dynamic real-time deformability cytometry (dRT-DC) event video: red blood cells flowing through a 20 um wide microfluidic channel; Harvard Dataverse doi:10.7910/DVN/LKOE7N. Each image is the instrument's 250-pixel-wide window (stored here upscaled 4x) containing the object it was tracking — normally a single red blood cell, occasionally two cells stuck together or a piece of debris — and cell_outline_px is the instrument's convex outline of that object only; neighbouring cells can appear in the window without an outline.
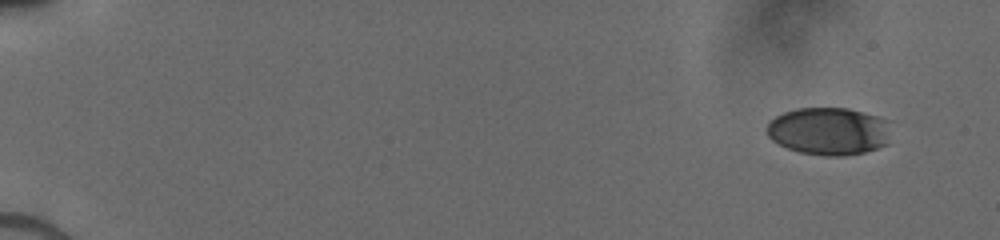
{"species": "human", "species_latin": "Homo sapiens", "temperature_condition": "cold", "stored_images_in_passage": 30, "camera_frame_rate_fps": 3000, "um_per_image_px": 0.085, "donor": {"sex": "male"}, "frame": {"image": 1, "passage_image": 1, "time_ms": 0.0, "image_size_px": [1000, 240], "cell_outline_px": [[888, 144], [864, 152], [844, 156], [824, 156], [800, 152], [788, 148], [772, 140], [768, 136], [768, 124], [776, 116], [784, 112], [796, 108], [848, 108], [864, 112], [888, 120]], "centroid_in_image_um": [70.46, 11.15], "position_along_channel_um": 14.5, "area_um2": 34.33}}
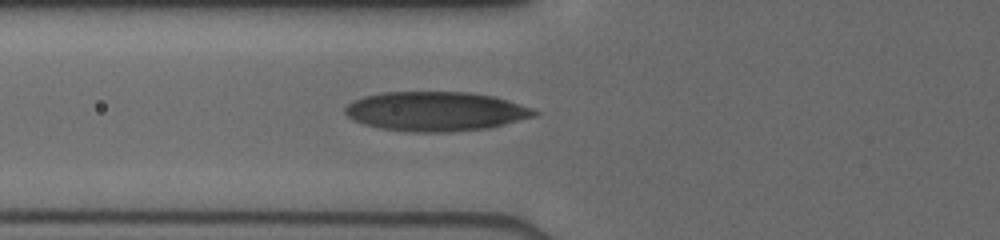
{"frame": {"image": 2, "passage_image": 18, "time_ms": 6.0, "image_size_px": [1000, 240], "cell_outline_px": [[540, 112], [536, 116], [488, 128], [448, 132], [412, 132], [380, 128], [364, 124], [352, 120], [344, 112], [344, 108], [352, 100], [364, 96], [384, 92], [472, 92], [496, 96], [532, 108]], "centroid_in_image_um": [37.03, 9.46], "position_along_channel_um": 88.8, "area_um2": 43.64}}
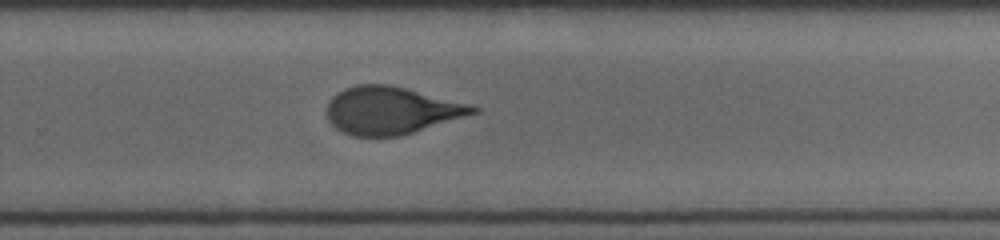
{"frame": {"image": 3, "passage_image": 30, "time_ms": 11.0, "image_size_px": [1000, 240], "cell_outline_px": [[480, 112], [400, 136], [352, 136], [336, 128], [328, 120], [328, 104], [332, 96], [344, 88], [360, 84], [388, 84], [468, 104], [480, 108]], "centroid_in_image_um": [33.24, 9.39], "position_along_channel_um": 296.6, "area_um2": 39.94}}